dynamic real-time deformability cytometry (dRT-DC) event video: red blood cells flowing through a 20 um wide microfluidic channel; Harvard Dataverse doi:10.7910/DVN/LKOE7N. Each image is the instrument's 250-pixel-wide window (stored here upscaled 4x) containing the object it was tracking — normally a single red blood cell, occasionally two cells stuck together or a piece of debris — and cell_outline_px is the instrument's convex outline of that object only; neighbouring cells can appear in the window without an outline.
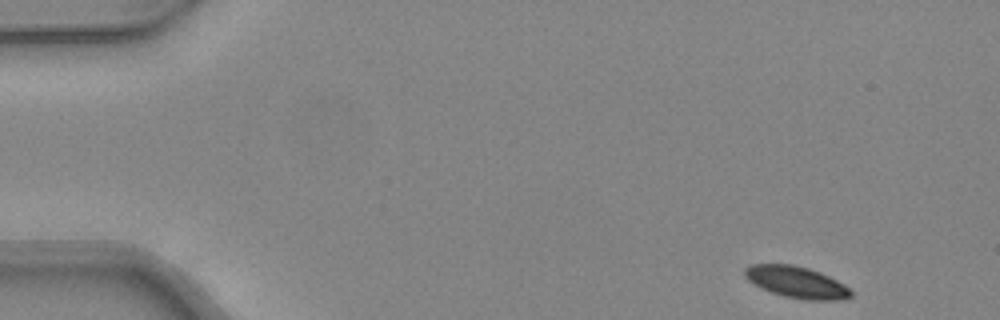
{"species": "common noctule bat (a hibernating species)", "species_latin": "Nyctalus noctula", "temperature_condition": "warm", "stored_images_in_passage": 45, "camera_frame_rate_fps": 3000, "um_per_image_px": 0.085, "animal": {"sex": "female", "body_mass_g": 24.6, "forearm_length_mm": 56.2}, "frame": {"image": 1, "passage_image": 1, "time_ms": 0.0, "image_size_px": [1000, 320], "cell_outline_px": [[852, 296], [836, 300], [808, 300], [784, 296], [760, 288], [748, 280], [744, 276], [744, 268], [752, 264], [792, 264], [808, 268], [820, 272], [844, 284], [852, 292]], "centroid_in_image_um": [67.67, 23.97], "position_along_channel_um": 17.3, "area_um2": 19.42}}
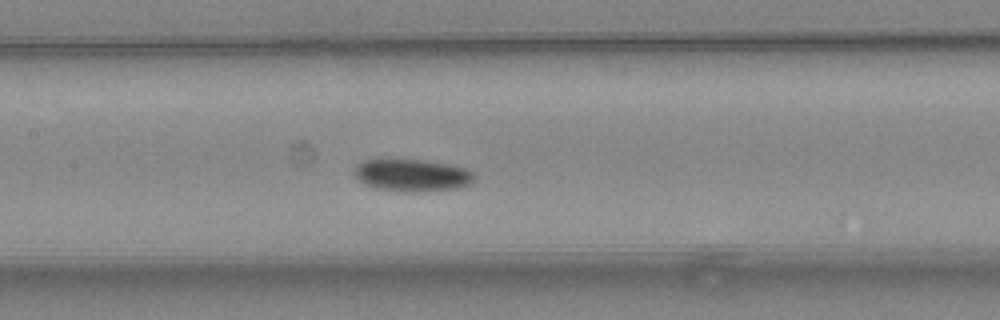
{"frame": {"image": 2, "passage_image": 20, "time_ms": 6.333, "image_size_px": [1000, 320], "cell_outline_px": [[476, 176], [468, 184], [456, 188], [416, 192], [404, 192], [376, 188], [364, 184], [356, 180], [356, 164], [364, 160], [428, 160], [448, 164], [464, 168], [472, 172]], "centroid_in_image_um": [35.01, 14.9], "position_along_channel_um": 172.4, "area_um2": 22.37}}
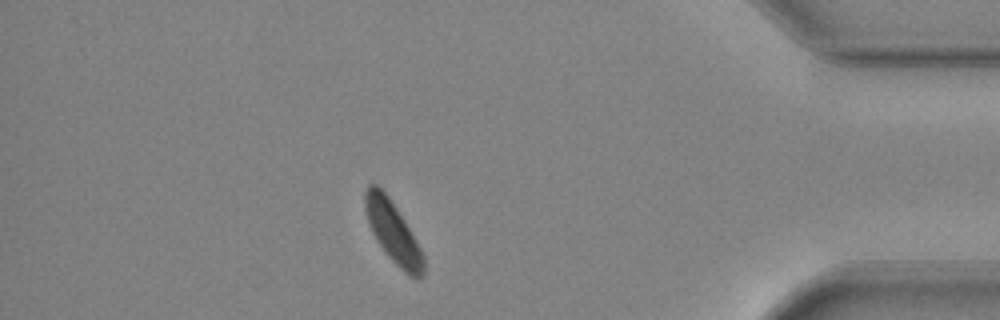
{"frame": {"image": 3, "passage_image": 39, "time_ms": 12.667, "image_size_px": [1000, 320], "cell_outline_px": [[424, 276], [408, 276], [384, 252], [376, 240], [372, 232], [364, 208], [364, 192], [368, 184], [376, 184], [388, 196], [404, 220], [416, 240], [424, 256]], "centroid_in_image_um": [33.38, 19.72], "position_along_channel_um": 401.8, "area_um2": 20.58}, "authors_computed_cell_mechanics": {"area_um2": 21.6172, "velocity_mm_per_s": 4.2698, "shape_relaxation_time_tau1_ms": 2.0465, "shape_relaxation_time_tau2_ms": null, "deformation_change_tau1": 0.0739, "deformation_change_tau2": null}}